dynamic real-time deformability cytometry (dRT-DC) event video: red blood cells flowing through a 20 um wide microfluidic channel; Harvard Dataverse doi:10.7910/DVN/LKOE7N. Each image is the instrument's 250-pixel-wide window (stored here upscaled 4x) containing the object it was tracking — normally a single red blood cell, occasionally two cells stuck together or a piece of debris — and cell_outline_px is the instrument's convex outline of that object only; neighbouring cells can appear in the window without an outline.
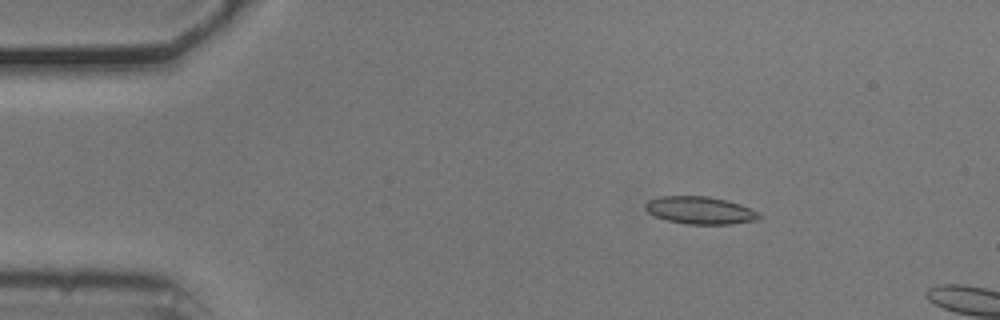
{"species": "common noctule bat (a hibernating species)", "species_latin": "Nyctalus noctula", "temperature_condition": "cold", "stored_images_in_passage": 11, "camera_frame_rate_fps": 3000, "um_per_image_px": 0.085, "animal": {"sex": "male", "body_mass_g": 20.5, "forearm_length_mm": 52.5}, "frame": {"image": 1, "passage_image": 8, "time_ms": 2.333, "image_size_px": [1000, 320], "cell_outline_px": [[760, 220], [732, 224], [684, 224], [668, 220], [656, 216], [648, 212], [644, 208], [644, 204], [648, 200], [660, 196], [708, 196], [740, 204], [756, 212], [760, 216]], "centroid_in_image_um": [59.48, 17.88], "position_along_channel_um": 25.5, "area_um2": 18.15}}